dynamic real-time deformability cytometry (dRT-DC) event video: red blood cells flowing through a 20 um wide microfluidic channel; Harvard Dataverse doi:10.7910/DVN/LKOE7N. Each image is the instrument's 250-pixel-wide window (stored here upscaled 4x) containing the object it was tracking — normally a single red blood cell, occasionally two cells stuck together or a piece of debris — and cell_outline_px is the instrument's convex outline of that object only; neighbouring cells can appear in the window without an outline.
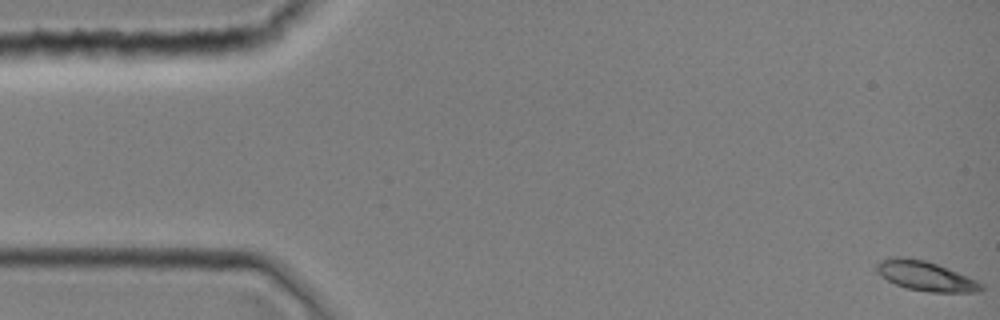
{"species": "common noctule bat (a hibernating species)", "species_latin": "Nyctalus noctula", "temperature_condition": "room temperature", "stored_images_in_passage": 8, "camera_frame_rate_fps": 3000, "um_per_image_px": 0.085, "animal": {"sex": "female", "body_mass_g": 19.0, "forearm_length_mm": 51.5}, "frame": {"image": 1, "passage_image": 1, "time_ms": 0.0, "image_size_px": [1000, 320], "cell_outline_px": [[984, 288], [980, 292], [928, 292], [908, 288], [896, 284], [880, 276], [876, 272], [876, 264], [880, 260], [888, 256], [908, 256], [924, 260], [948, 268], [976, 280], [984, 284]], "centroid_in_image_um": [78.64, 23.44], "position_along_channel_um": 6.4, "area_um2": 18.26}}